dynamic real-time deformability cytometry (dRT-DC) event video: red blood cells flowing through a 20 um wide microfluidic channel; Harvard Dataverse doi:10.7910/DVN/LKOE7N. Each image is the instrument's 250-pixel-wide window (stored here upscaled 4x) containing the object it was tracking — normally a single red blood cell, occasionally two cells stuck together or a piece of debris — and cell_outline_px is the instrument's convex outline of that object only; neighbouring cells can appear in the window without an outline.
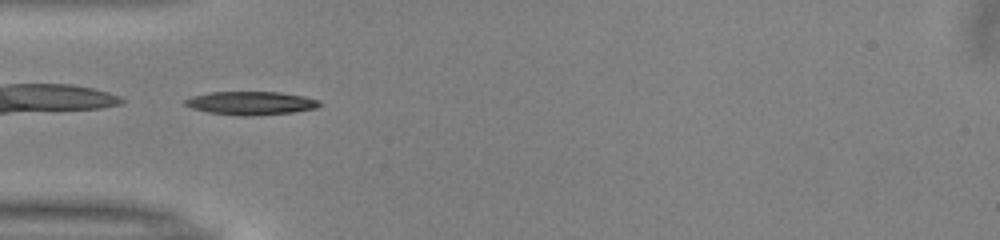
{"species": "common noctule bat (a hibernating species)", "species_latin": "Nyctalus noctula", "temperature_condition": "warm", "stored_images_in_passage": 34, "camera_frame_rate_fps": 3000, "um_per_image_px": 0.085, "animal": {"sex": "male", "body_mass_g": 13.0, "forearm_length_mm": 53.1}, "frame": {"image": 1, "passage_image": 1, "time_ms": 0.0, "image_size_px": [1000, 240], "cell_outline_px": [[324, 104], [316, 108], [292, 112], [244, 116], [208, 112], [192, 108], [184, 104], [184, 100], [192, 96], [212, 92], [280, 92], [304, 96], [320, 100]], "centroid_in_image_um": [21.36, 8.75], "position_along_channel_um": 63.6, "area_um2": 18.21}}
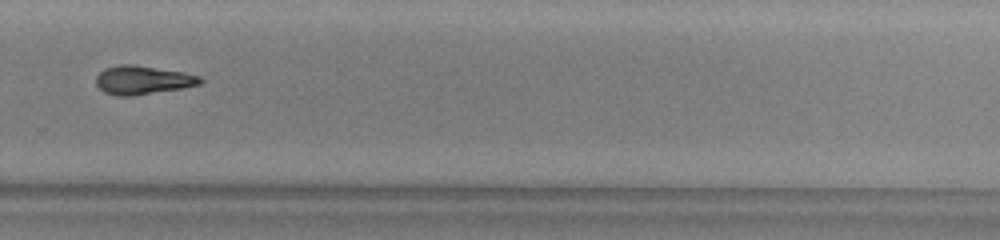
{"frame": {"image": 2, "passage_image": 20, "time_ms": 6.333, "image_size_px": [1000, 240], "cell_outline_px": [[204, 80], [200, 84], [184, 88], [132, 96], [116, 96], [104, 92], [96, 84], [96, 76], [104, 68], [120, 64], [136, 64], [184, 72], [200, 76]], "centroid_in_image_um": [12.14, 6.8], "position_along_channel_um": 317.7, "area_um2": 17.63}, "authors_computed_cell_mechanics": {"area_um2": 17.1377, "velocity_mm_per_s": 4.0335, "shape_relaxation_time_tau1_ms": 3.5525, "shape_relaxation_time_tau2_ms": 7.0923, "deformation_change_tau1": 0.1594, "deformation_change_tau2": 0.1715}}